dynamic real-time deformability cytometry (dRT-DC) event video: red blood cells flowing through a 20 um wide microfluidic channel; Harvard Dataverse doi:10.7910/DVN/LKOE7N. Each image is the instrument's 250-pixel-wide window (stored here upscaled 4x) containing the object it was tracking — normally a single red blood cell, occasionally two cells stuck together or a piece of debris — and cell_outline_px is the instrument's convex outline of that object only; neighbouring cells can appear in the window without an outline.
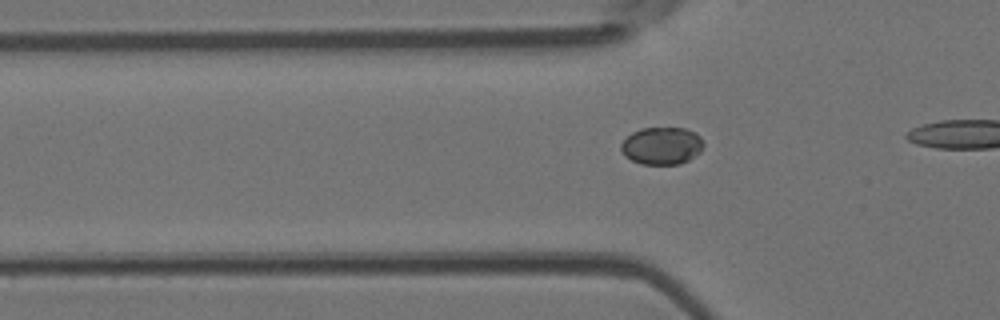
{"species": "Egyptian fruit bat (a non-hibernating species)", "species_latin": "Rousettus aegyptiacus", "temperature_condition": "room temperature", "stored_images_in_passage": 15, "camera_frame_rate_fps": 3000, "um_per_image_px": 0.085, "animal": {"sex": "female"}, "frame": {"image": 1, "passage_image": 9, "time_ms": 2.667, "image_size_px": [1000, 320], "cell_outline_px": [[704, 144], [700, 152], [688, 160], [680, 164], [640, 164], [624, 156], [620, 148], [620, 144], [632, 132], [640, 128], [684, 128], [696, 132], [700, 136]], "centroid_in_image_um": [56.25, 12.39], "position_along_channel_um": 69.6, "area_um2": 18.09}}
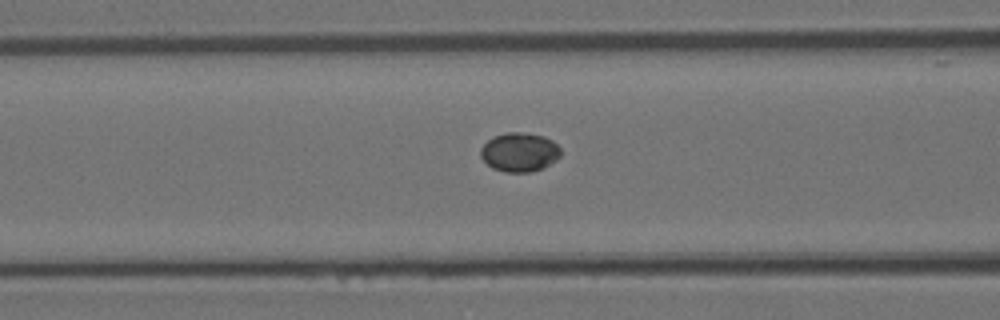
{"frame": {"image": 2, "passage_image": 13, "time_ms": 4.0, "image_size_px": [1000, 320], "cell_outline_px": [[560, 156], [556, 160], [544, 168], [532, 172], [504, 172], [492, 168], [480, 156], [480, 148], [492, 136], [504, 132], [524, 132], [544, 136], [552, 140], [560, 148]], "centroid_in_image_um": [44.15, 12.93], "position_along_channel_um": 122.5, "area_um2": 18.44}}